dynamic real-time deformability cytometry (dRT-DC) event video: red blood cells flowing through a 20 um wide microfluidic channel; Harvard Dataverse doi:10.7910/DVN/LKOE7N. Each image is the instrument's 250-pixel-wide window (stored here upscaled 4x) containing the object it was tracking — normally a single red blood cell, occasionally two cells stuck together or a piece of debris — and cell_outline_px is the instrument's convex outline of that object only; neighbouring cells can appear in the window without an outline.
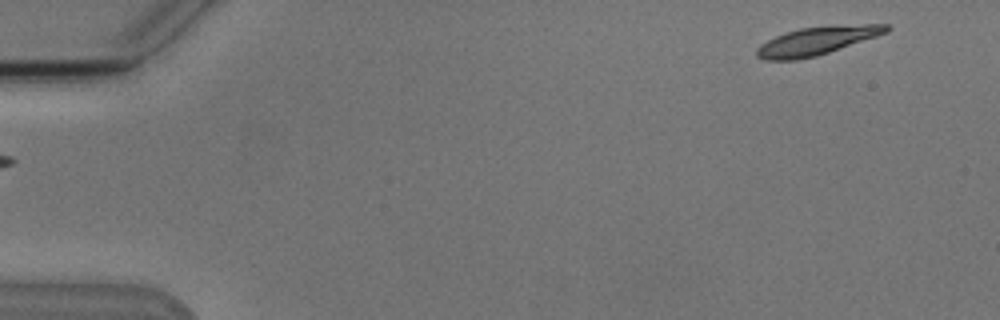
{"species": "Egyptian fruit bat (a non-hibernating species)", "species_latin": "Rousettus aegyptiacus", "temperature_condition": "cold", "stored_images_in_passage": 4, "camera_frame_rate_fps": 3000, "um_per_image_px": 0.085, "animal": {"sex": "male"}, "frame": {"image": 1, "passage_image": 4, "time_ms": 4.333, "image_size_px": [1000, 320], "cell_outline_px": [[892, 28], [888, 32], [816, 56], [796, 60], [764, 60], [756, 56], [756, 48], [760, 44], [784, 32], [800, 28], [864, 24], [888, 24]], "centroid_in_image_um": [69.4, 3.48], "position_along_channel_um": 15.6, "area_um2": 21.04}}